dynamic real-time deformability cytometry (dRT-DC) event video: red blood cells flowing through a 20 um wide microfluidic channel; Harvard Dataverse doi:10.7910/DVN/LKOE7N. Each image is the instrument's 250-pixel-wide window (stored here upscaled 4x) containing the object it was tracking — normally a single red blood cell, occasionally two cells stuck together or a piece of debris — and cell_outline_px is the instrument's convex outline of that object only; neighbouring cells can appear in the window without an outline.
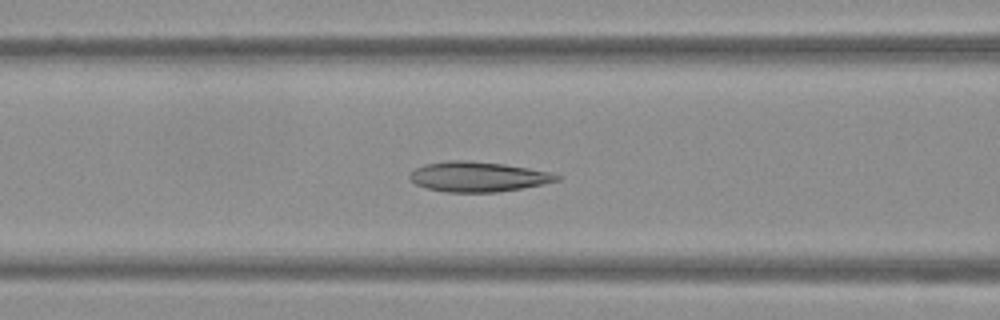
{"species": "Egyptian fruit bat (a non-hibernating species)", "species_latin": "Rousettus aegyptiacus", "temperature_condition": "warm", "stored_images_in_passage": 51, "camera_frame_rate_fps": 3000, "um_per_image_px": 0.085, "frame": {"image": 1, "passage_image": 21, "time_ms": 6.667, "image_size_px": [1000, 320], "cell_outline_px": [[560, 180], [544, 184], [500, 192], [448, 192], [428, 188], [416, 184], [408, 176], [416, 168], [424, 164], [448, 160], [468, 160], [504, 164], [552, 172], [560, 176]], "centroid_in_image_um": [40.66, 15.01], "position_along_channel_um": 125.9, "area_um2": 25.72}}
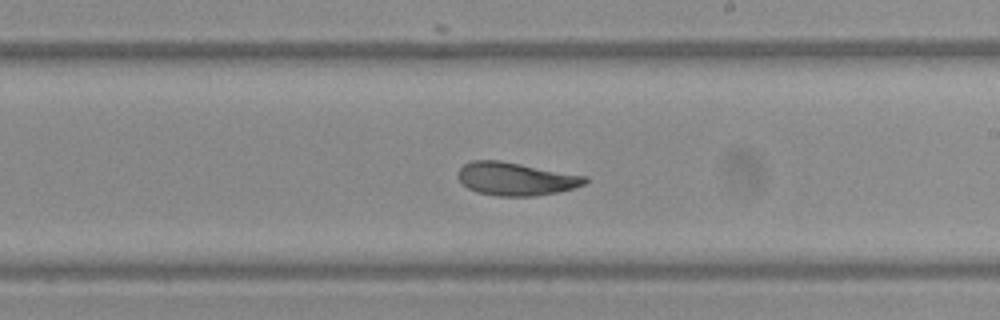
{"frame": {"image": 2, "passage_image": 30, "time_ms": 9.667, "image_size_px": [1000, 320], "cell_outline_px": [[588, 180], [584, 184], [572, 188], [556, 192], [536, 196], [496, 196], [476, 192], [468, 188], [456, 176], [456, 172], [464, 164], [472, 160], [500, 160], [588, 176]], "centroid_in_image_um": [43.81, 15.2], "position_along_channel_um": 245.2, "area_um2": 24.57}}
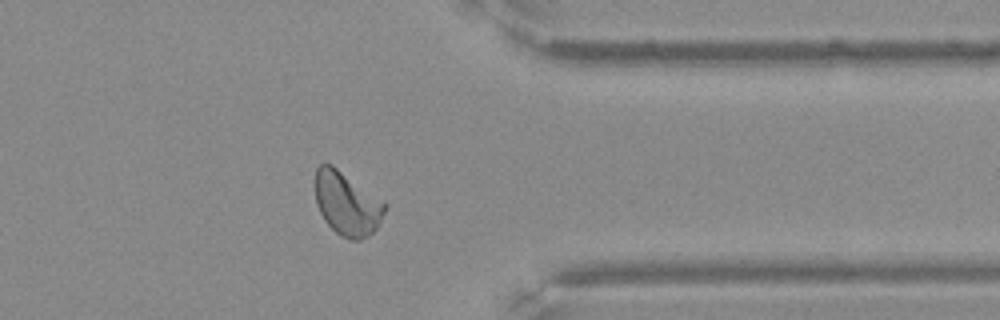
{"frame": {"image": 3, "passage_image": 41, "time_ms": 13.333, "image_size_px": [1000, 320], "cell_outline_px": [[388, 208], [376, 228], [368, 236], [360, 240], [348, 240], [340, 236], [324, 220], [316, 204], [316, 168], [320, 164], [332, 164], [384, 200], [388, 204]], "centroid_in_image_um": [29.52, 17.31], "position_along_channel_um": 381.9, "area_um2": 26.01}}